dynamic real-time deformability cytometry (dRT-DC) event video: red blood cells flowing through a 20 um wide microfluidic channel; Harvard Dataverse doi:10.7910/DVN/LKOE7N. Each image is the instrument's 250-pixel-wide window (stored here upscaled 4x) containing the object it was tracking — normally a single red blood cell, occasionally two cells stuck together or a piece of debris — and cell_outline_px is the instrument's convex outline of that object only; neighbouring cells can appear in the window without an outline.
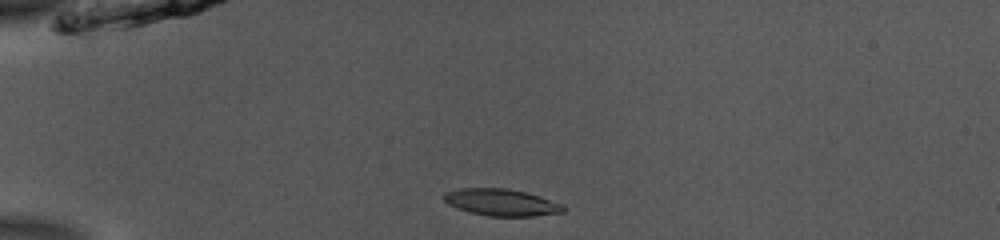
{"species": "common noctule bat (a hibernating species)", "species_latin": "Nyctalus noctula", "temperature_condition": "room temperature", "stored_images_in_passage": 39, "camera_frame_rate_fps": 3000, "um_per_image_px": 0.085, "animal": {"sex": "male", "body_mass_g": 13.0, "forearm_length_mm": 53.1}, "frame": {"image": 1, "passage_image": 1, "time_ms": 0.0, "image_size_px": [1000, 240], "cell_outline_px": [[568, 208], [564, 212], [532, 216], [488, 216], [456, 208], [448, 204], [444, 200], [444, 196], [448, 192], [460, 188], [508, 188], [540, 196], [564, 204]], "centroid_in_image_um": [42.68, 17.2], "position_along_channel_um": 42.3, "area_um2": 18.67}}
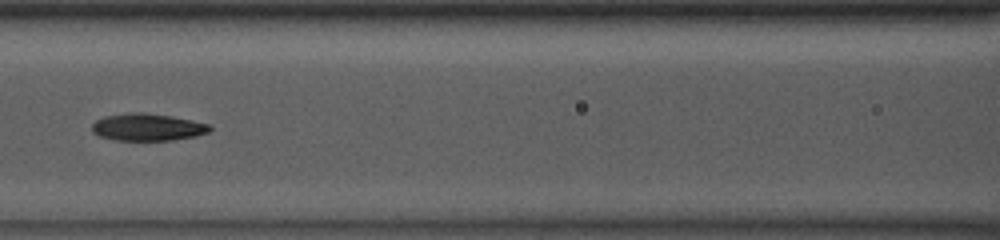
{"frame": {"image": 2, "passage_image": 12, "time_ms": 3.667, "image_size_px": [1000, 240], "cell_outline_px": [[212, 128], [208, 132], [196, 136], [172, 140], [116, 140], [100, 136], [92, 132], [92, 124], [96, 120], [104, 116], [136, 112], [140, 112], [172, 116], [212, 124]], "centroid_in_image_um": [12.57, 10.81], "position_along_channel_um": 154.0, "area_um2": 18.67}}
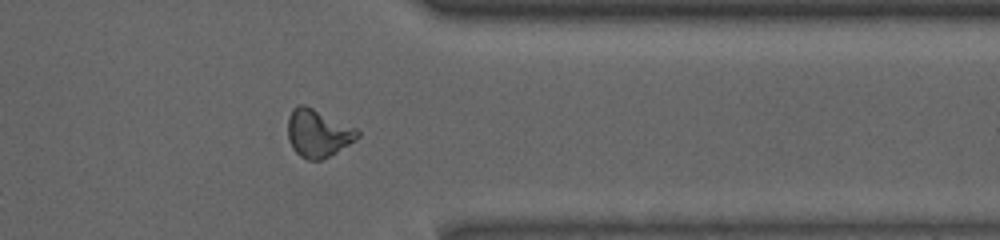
{"frame": {"image": 3, "passage_image": 30, "time_ms": 9.667, "image_size_px": [1000, 240], "cell_outline_px": [[360, 136], [336, 152], [320, 160], [308, 160], [300, 156], [292, 148], [288, 140], [288, 116], [292, 108], [296, 104], [304, 104], [356, 128], [360, 132]], "centroid_in_image_um": [26.99, 11.31], "position_along_channel_um": 384.4, "area_um2": 19.31}, "authors_computed_cell_mechanics": {"area_um2": 18.785, "velocity_mm_per_s": 3.8988, "shape_relaxation_time_tau1_ms": 6.2624, "shape_relaxation_time_tau2_ms": 2.2412, "deformation_change_tau1": 0.1868, "deformation_change_tau2": 0.0971}}